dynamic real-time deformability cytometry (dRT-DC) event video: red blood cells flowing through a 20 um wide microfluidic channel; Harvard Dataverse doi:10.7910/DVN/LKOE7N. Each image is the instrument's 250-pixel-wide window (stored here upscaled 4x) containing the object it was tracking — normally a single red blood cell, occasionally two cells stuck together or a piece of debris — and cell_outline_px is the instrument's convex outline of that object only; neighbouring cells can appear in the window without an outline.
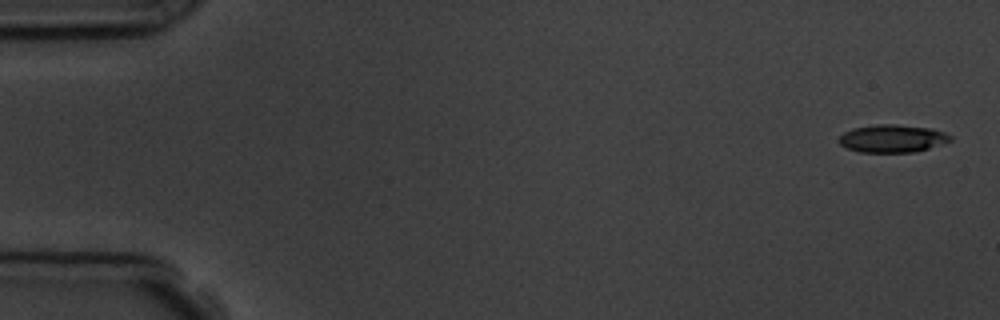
{"species": "common noctule bat (a hibernating species)", "species_latin": "Nyctalus noctula", "temperature_condition": "room temperature", "stored_images_in_passage": 5, "camera_frame_rate_fps": 3000, "um_per_image_px": 0.085, "animal": {"sex": "male", "body_mass_g": 19.5, "forearm_length_mm": 54.6}, "frame": {"image": 1, "passage_image": 1, "time_ms": 0.0, "image_size_px": [1000, 320], "cell_outline_px": [[952, 140], [916, 152], [860, 152], [848, 148], [840, 144], [836, 140], [844, 132], [852, 128], [876, 124], [896, 124], [932, 128], [944, 132], [952, 136]], "centroid_in_image_um": [75.83, 11.76], "position_along_channel_um": 9.2, "area_um2": 18.09}}
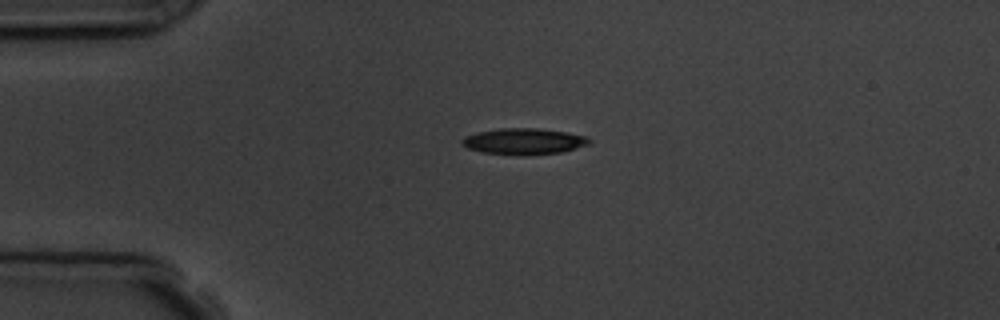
{"frame": {"image": 2, "passage_image": 4, "time_ms": 3.667, "image_size_px": [1000, 320], "cell_outline_px": [[592, 140], [588, 144], [560, 152], [484, 152], [468, 148], [460, 144], [460, 140], [464, 136], [480, 132], [500, 128], [540, 128], [588, 136]], "centroid_in_image_um": [44.52, 11.95], "position_along_channel_um": 40.5, "area_um2": 18.26}}